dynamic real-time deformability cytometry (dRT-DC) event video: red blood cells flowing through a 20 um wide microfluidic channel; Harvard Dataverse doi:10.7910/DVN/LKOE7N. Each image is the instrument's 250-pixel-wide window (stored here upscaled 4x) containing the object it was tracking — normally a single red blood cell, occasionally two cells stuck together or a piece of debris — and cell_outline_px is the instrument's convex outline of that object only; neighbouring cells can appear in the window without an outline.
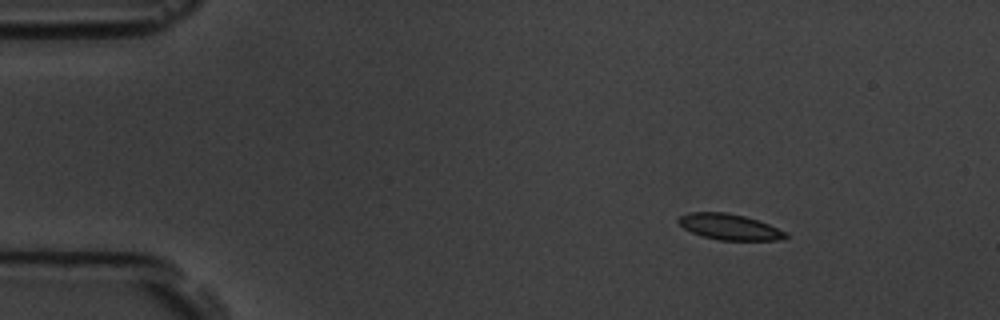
{"species": "common noctule bat (a hibernating species)", "species_latin": "Nyctalus noctula", "temperature_condition": "room temperature", "stored_images_in_passage": 5, "camera_frame_rate_fps": 3000, "um_per_image_px": 0.085, "animal": {"sex": "male", "body_mass_g": 19.5, "forearm_length_mm": 54.6}, "frame": {"image": 1, "passage_image": 1, "time_ms": 0.0, "image_size_px": [1000, 320], "cell_outline_px": [[788, 236], [776, 240], [720, 240], [704, 236], [692, 232], [684, 228], [676, 220], [680, 216], [688, 212], [728, 212], [744, 216], [768, 224], [788, 232]], "centroid_in_image_um": [61.99, 19.27], "position_along_channel_um": 23.0, "area_um2": 16.01}}
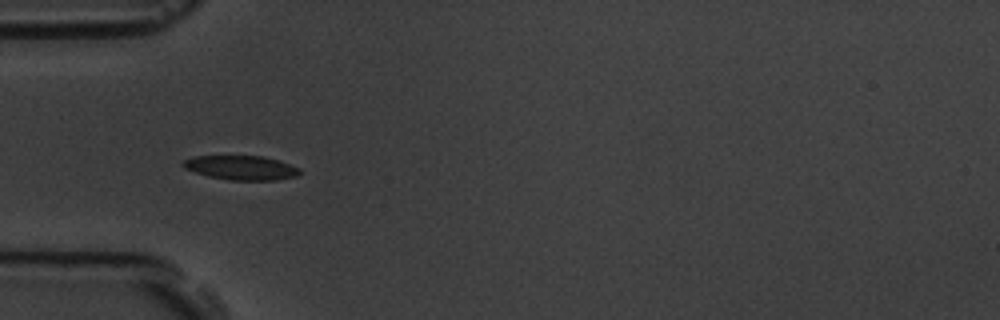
{"frame": {"image": 2, "passage_image": 4, "time_ms": 3.333, "image_size_px": [1000, 320], "cell_outline_px": [[300, 172], [296, 176], [276, 180], [228, 180], [208, 176], [184, 168], [180, 164], [184, 160], [192, 156], [264, 156], [280, 160], [300, 168]], "centroid_in_image_um": [20.5, 14.25], "position_along_channel_um": 64.5, "area_um2": 16.59}}
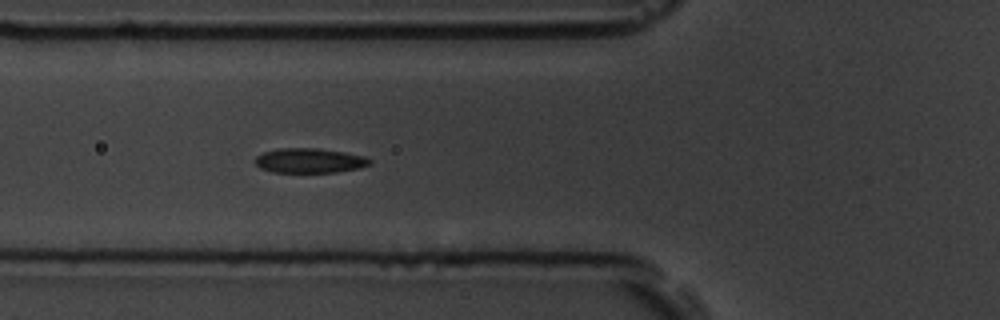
{"frame": {"image": 3, "passage_image": 5, "time_ms": 4.333, "image_size_px": [1000, 320], "cell_outline_px": [[372, 164], [356, 168], [336, 172], [272, 172], [260, 168], [256, 164], [256, 156], [264, 152], [280, 148], [316, 148], [344, 152], [364, 156], [372, 160]], "centroid_in_image_um": [26.31, 13.65], "position_along_channel_um": 99.5, "area_um2": 16.36}}